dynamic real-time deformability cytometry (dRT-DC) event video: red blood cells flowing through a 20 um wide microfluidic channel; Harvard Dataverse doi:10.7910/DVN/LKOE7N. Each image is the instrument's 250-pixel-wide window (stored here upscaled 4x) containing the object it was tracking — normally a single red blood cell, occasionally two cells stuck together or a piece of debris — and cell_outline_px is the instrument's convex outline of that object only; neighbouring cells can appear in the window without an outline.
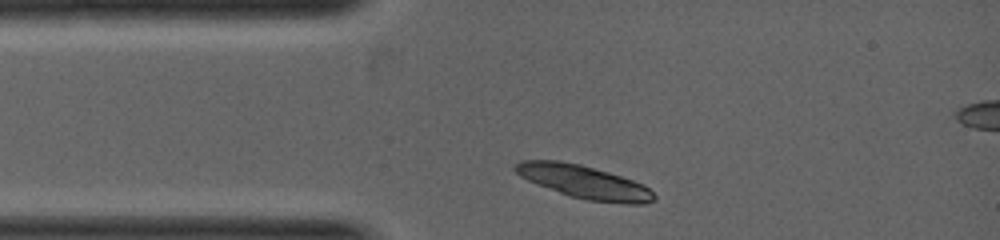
{"species": "common noctule bat (a hibernating species)", "species_latin": "Nyctalus noctula", "temperature_condition": "warm", "stored_images_in_passage": 1, "camera_frame_rate_fps": 5000, "um_per_image_px": 0.085, "animal": {"sex": "female", "body_mass_g": 19.0, "forearm_length_mm": 53.3}, "frame": {"image": 1, "passage_image": 1, "time_ms": 0.0, "image_size_px": [1000, 240], "cell_outline_px": [[656, 196], [652, 200], [644, 204], [624, 204], [584, 200], [568, 196], [536, 184], [520, 176], [512, 168], [520, 160], [560, 160], [580, 164], [620, 176], [632, 180], [648, 188]], "centroid_in_image_um": [49.59, 15.47], "position_along_channel_um": 35.4, "area_um2": 26.76}}